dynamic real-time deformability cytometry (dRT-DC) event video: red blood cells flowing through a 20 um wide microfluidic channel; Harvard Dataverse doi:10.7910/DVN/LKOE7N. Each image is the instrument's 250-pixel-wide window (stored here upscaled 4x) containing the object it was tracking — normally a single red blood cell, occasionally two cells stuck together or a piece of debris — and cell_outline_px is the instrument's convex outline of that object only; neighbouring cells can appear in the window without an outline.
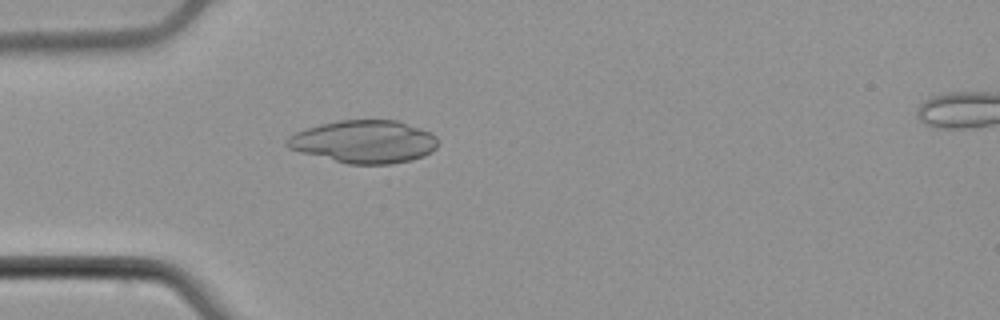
{"species": "common noctule bat (a hibernating species)", "species_latin": "Nyctalus noctula", "temperature_condition": "cold", "stored_images_in_passage": 5, "camera_frame_rate_fps": 3000, "um_per_image_px": 0.085, "animal": {"sex": "male", "body_mass_g": 21.5, "forearm_length_mm": 52.0}, "frame": {"image": 1, "passage_image": 4, "time_ms": 1.0, "image_size_px": [1000, 320], "cell_outline_px": [[436, 148], [432, 152], [424, 156], [392, 164], [348, 164], [300, 152], [288, 148], [284, 144], [288, 136], [296, 132], [320, 124], [340, 120], [396, 120], [432, 132], [436, 136]], "centroid_in_image_um": [30.94, 12.04], "position_along_channel_um": 54.1, "area_um2": 37.57}}